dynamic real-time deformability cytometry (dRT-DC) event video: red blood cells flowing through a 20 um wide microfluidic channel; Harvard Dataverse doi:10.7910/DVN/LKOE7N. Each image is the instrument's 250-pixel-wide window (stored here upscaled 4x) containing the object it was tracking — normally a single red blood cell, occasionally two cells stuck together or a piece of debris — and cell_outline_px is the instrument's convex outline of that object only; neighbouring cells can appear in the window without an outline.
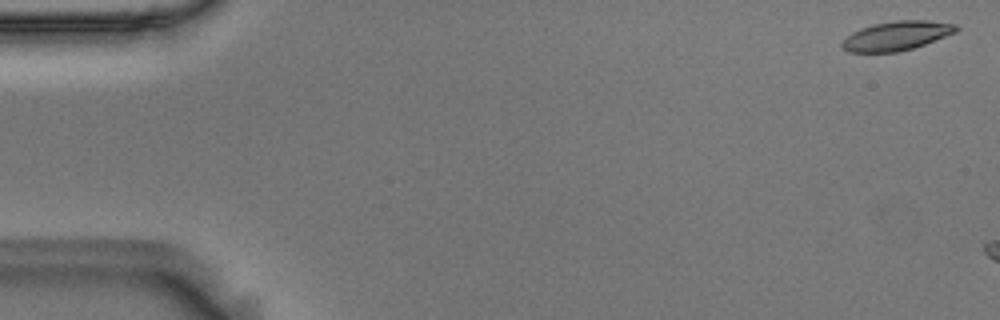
{"species": "Egyptian fruit bat (a non-hibernating species)", "species_latin": "Rousettus aegyptiacus", "temperature_condition": "room temperature", "stored_images_in_passage": 10, "camera_frame_rate_fps": 3000, "um_per_image_px": 0.085, "animal": {"sex": "male"}, "frame": {"image": 1, "passage_image": 2, "time_ms": 0.333, "image_size_px": [1000, 320], "cell_outline_px": [[960, 28], [956, 32], [924, 44], [912, 48], [896, 52], [848, 52], [840, 44], [852, 32], [860, 28], [872, 24], [896, 20], [928, 20], [956, 24]], "centroid_in_image_um": [76.21, 3.03], "position_along_channel_um": 8.8, "area_um2": 19.31}}